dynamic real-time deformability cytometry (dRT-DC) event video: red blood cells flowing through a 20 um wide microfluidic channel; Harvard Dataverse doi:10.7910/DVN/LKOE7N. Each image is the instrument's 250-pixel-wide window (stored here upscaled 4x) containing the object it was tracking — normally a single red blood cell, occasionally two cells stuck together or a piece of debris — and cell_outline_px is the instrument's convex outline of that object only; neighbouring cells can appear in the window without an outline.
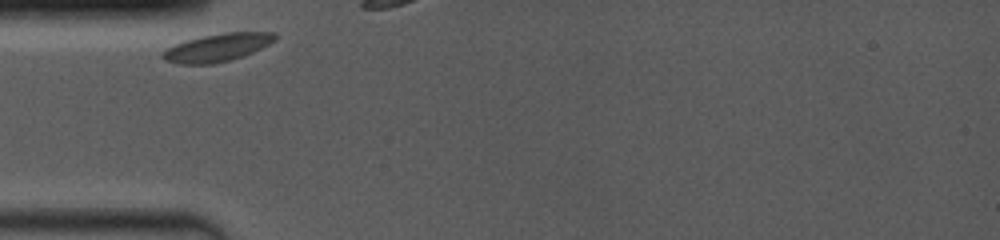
{"species": "common noctule bat (a hibernating species)", "species_latin": "Nyctalus noctula", "temperature_condition": "room temperature", "stored_images_in_passage": 4, "camera_frame_rate_fps": 4000, "um_per_image_px": 0.085, "animal": {"sex": "female", "body_mass_g": 19.0, "forearm_length_mm": 53.3}, "frame": {"image": 1, "passage_image": 1, "time_ms": 0.0, "image_size_px": [1000, 240], "cell_outline_px": [[276, 40], [244, 56], [212, 64], [180, 64], [164, 60], [160, 56], [160, 52], [176, 44], [188, 40], [204, 36], [224, 32], [276, 32]], "centroid_in_image_um": [18.46, 4.04], "position_along_channel_um": 66.5, "area_um2": 18.09}}